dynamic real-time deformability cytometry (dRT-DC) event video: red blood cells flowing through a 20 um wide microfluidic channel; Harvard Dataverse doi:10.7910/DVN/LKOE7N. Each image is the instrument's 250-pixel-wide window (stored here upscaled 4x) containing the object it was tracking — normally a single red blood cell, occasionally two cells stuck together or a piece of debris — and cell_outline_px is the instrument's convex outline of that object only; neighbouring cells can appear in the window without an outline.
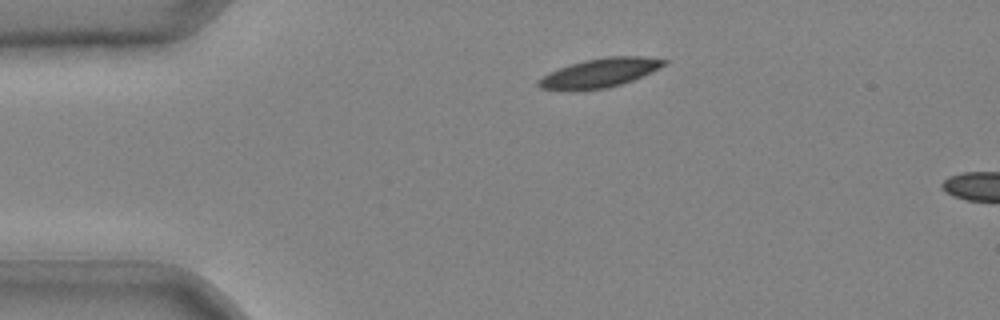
{"species": "common noctule bat (a hibernating species)", "species_latin": "Nyctalus noctula", "temperature_condition": "cold", "stored_images_in_passage": 4, "camera_frame_rate_fps": 3000, "um_per_image_px": 0.085, "animal": {"sex": "male", "body_mass_g": 20.4}, "frame": {"image": 1, "passage_image": 1, "time_ms": 0.0, "image_size_px": [1000, 320], "cell_outline_px": [[668, 64], [660, 68], [632, 80], [608, 88], [540, 88], [536, 84], [536, 80], [548, 72], [584, 60], [608, 56], [644, 56], [668, 60]], "centroid_in_image_um": [51.05, 6.15], "position_along_channel_um": 34.0, "area_um2": 20.63}}